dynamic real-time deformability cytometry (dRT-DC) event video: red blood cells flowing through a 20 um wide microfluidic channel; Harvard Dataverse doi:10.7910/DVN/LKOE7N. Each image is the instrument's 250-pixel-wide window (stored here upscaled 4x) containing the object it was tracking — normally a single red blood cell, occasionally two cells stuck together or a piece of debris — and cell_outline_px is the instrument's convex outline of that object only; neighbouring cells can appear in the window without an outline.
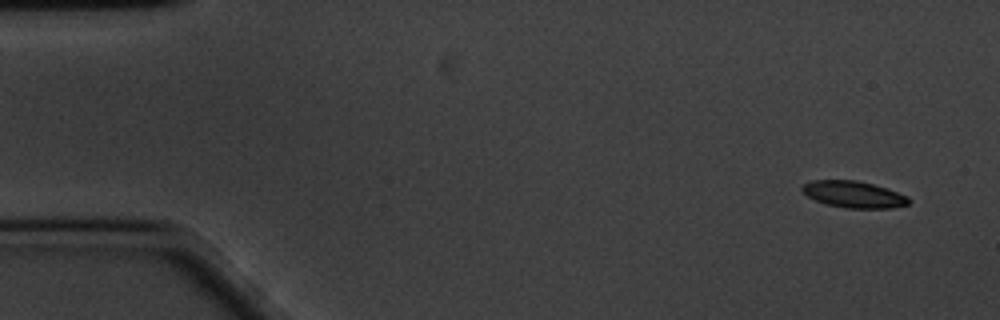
{"species": "common noctule bat (a hibernating species)", "species_latin": "Nyctalus noctula", "temperature_condition": "cold", "stored_images_in_passage": 57, "camera_frame_rate_fps": 3000, "um_per_image_px": 0.085, "animal": {"sex": "male", "body_mass_g": 20.1, "forearm_length_mm": 53.5}, "frame": {"image": 1, "passage_image": 1, "time_ms": 0.0, "image_size_px": [1000, 320], "cell_outline_px": [[908, 204], [892, 208], [848, 208], [824, 204], [808, 196], [800, 188], [804, 184], [812, 180], [856, 180], [872, 184], [908, 196]], "centroid_in_image_um": [72.53, 16.52], "position_along_channel_um": 12.5, "area_um2": 16.3}}
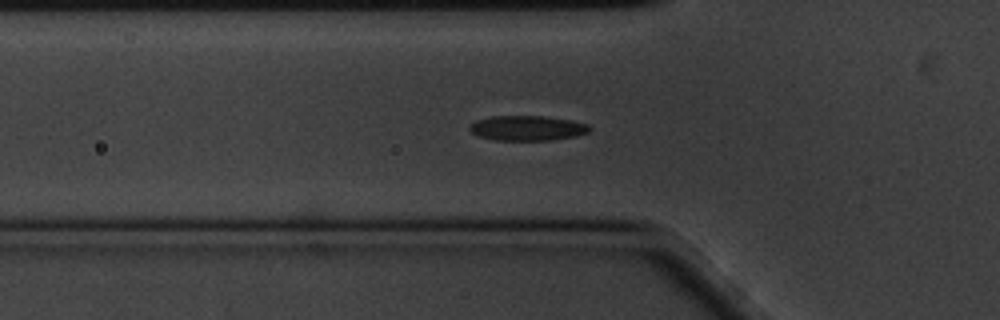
{"frame": {"image": 2, "passage_image": 17, "time_ms": 5.333, "image_size_px": [1000, 320], "cell_outline_px": [[592, 128], [588, 132], [576, 136], [548, 140], [492, 140], [476, 136], [468, 128], [476, 120], [492, 116], [544, 116], [568, 120], [588, 124]], "centroid_in_image_um": [44.79, 10.89], "position_along_channel_um": 81.0, "area_um2": 17.4}}
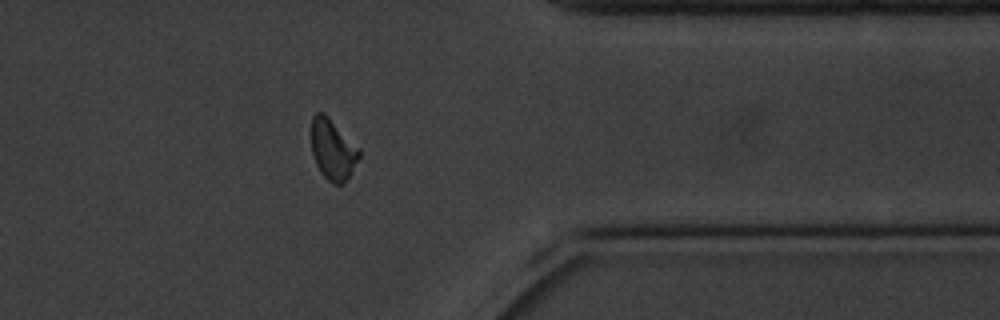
{"frame": {"image": 3, "passage_image": 45, "time_ms": 14.667, "image_size_px": [1000, 320], "cell_outline_px": [[360, 156], [348, 176], [340, 184], [332, 184], [320, 172], [312, 156], [312, 116], [316, 112], [324, 112], [360, 148]], "centroid_in_image_um": [28.27, 12.68], "position_along_channel_um": 383.1, "area_um2": 16.76}, "authors_computed_cell_mechanics": {"area_um2": 16.9354, "velocity_mm_per_s": 3.3664, "shape_relaxation_time_tau1_ms": 3.4922, "shape_relaxation_time_tau2_ms": 5.6571, "deformation_change_tau1": 0.0987, "deformation_change_tau2": 0.0903}}